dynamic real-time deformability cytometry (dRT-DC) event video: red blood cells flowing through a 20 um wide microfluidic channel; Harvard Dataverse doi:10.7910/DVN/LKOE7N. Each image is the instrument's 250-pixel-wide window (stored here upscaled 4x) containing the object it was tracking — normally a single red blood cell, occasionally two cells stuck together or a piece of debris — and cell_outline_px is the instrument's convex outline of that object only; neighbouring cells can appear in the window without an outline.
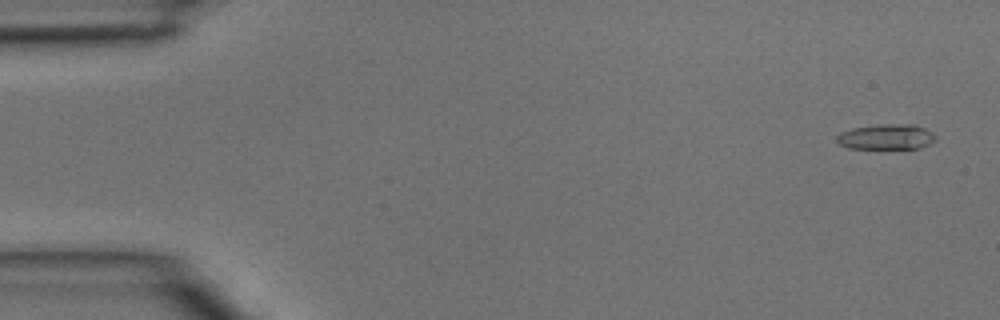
{"species": "common noctule bat (a hibernating species)", "species_latin": "Nyctalus noctula", "temperature_condition": "room temperature", "stored_images_in_passage": 5, "camera_frame_rate_fps": 3000, "um_per_image_px": 0.085, "animal": {"sex": "male", "body_mass_g": 15.6}, "frame": {"image": 1, "passage_image": 1, "time_ms": 0.0, "image_size_px": [1000, 320], "cell_outline_px": [[936, 140], [920, 148], [848, 148], [840, 144], [836, 140], [836, 136], [840, 132], [852, 128], [880, 124], [912, 124], [924, 128], [932, 132], [936, 136]], "centroid_in_image_um": [75.33, 11.62], "position_along_channel_um": 9.7, "area_um2": 14.57}}
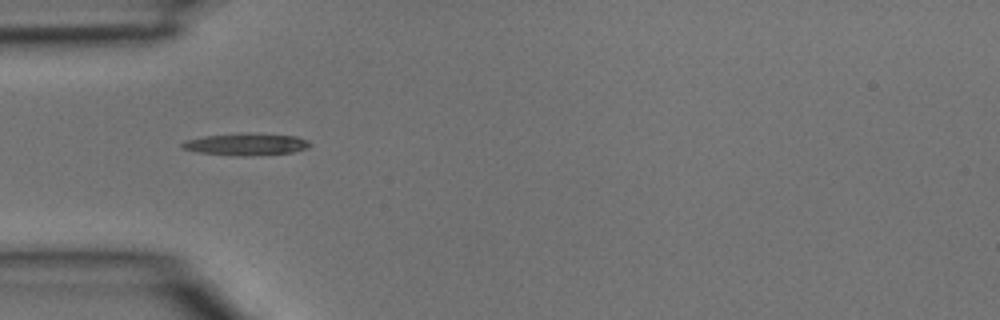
{"frame": {"image": 2, "passage_image": 4, "time_ms": 1.0, "image_size_px": [1000, 320], "cell_outline_px": [[312, 144], [308, 148], [292, 152], [240, 156], [200, 152], [180, 148], [180, 144], [184, 140], [204, 136], [244, 132], [248, 132], [296, 136], [308, 140]], "centroid_in_image_um": [20.91, 12.24], "position_along_channel_um": 64.1, "area_um2": 16.47}}